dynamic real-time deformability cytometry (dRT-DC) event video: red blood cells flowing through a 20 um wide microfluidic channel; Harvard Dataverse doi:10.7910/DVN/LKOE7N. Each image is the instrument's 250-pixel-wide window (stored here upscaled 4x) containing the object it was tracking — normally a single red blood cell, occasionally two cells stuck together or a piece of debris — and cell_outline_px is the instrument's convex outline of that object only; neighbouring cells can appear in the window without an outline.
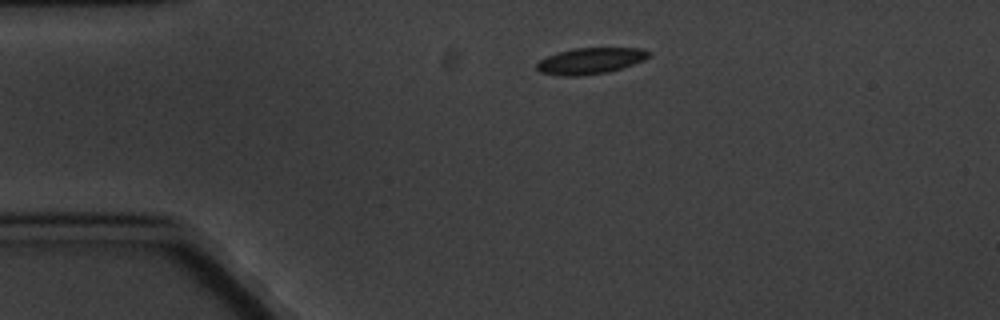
{"species": "common noctule bat (a hibernating species)", "species_latin": "Nyctalus noctula", "temperature_condition": "cold", "stored_images_in_passage": 9, "camera_frame_rate_fps": 3000, "um_per_image_px": 0.085, "animal": {"sex": "male", "body_mass_g": 20.1, "forearm_length_mm": 53.5}, "frame": {"image": 1, "passage_image": 1, "time_ms": 0.0, "image_size_px": [1000, 320], "cell_outline_px": [[652, 56], [644, 60], [608, 72], [576, 76], [560, 76], [540, 72], [536, 68], [536, 64], [540, 60], [556, 52], [572, 48], [640, 48], [652, 52]], "centroid_in_image_um": [50.18, 5.16], "position_along_channel_um": 34.8, "area_um2": 17.17}}
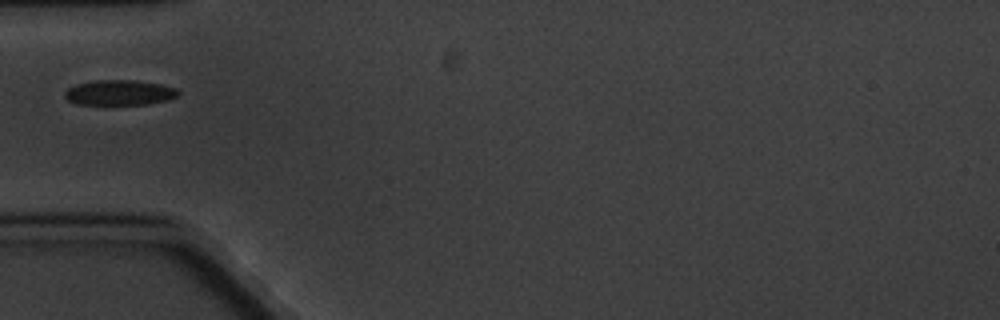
{"frame": {"image": 2, "passage_image": 3, "time_ms": 2.333, "image_size_px": [1000, 320], "cell_outline_px": [[180, 92], [176, 96], [168, 100], [148, 104], [76, 104], [68, 100], [64, 96], [64, 92], [68, 88], [76, 84], [96, 80], [132, 80], [160, 84], [176, 88]], "centroid_in_image_um": [10.14, 7.87], "position_along_channel_um": 74.9, "area_um2": 16.59}}